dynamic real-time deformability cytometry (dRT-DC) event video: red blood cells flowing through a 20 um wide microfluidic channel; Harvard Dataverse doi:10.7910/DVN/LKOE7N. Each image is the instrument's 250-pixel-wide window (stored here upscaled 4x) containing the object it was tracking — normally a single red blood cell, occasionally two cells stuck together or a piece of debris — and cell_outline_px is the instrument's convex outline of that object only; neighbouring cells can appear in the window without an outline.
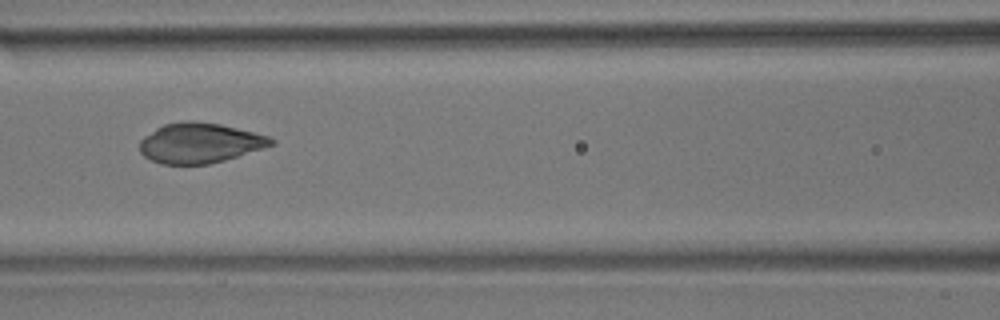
{"species": "common noctule bat (a hibernating species)", "species_latin": "Nyctalus noctula", "temperature_condition": "room temperature", "stored_images_in_passage": 11, "camera_frame_rate_fps": 3000, "um_per_image_px": 0.085, "animal": {"sex": "male", "body_mass_g": 17.9}, "frame": {"image": 1, "passage_image": 7, "time_ms": 8.333, "image_size_px": [1000, 320], "cell_outline_px": [[276, 144], [264, 148], [224, 160], [208, 164], [160, 164], [144, 156], [140, 152], [140, 140], [144, 136], [156, 128], [164, 124], [180, 120], [192, 120], [220, 124], [268, 136], [276, 140]], "centroid_in_image_um": [16.97, 12.14], "position_along_channel_um": 149.6, "area_um2": 30.75}}
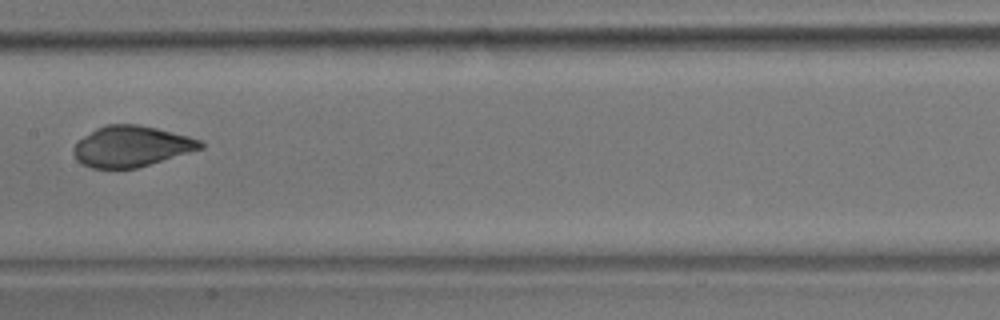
{"frame": {"image": 2, "passage_image": 8, "time_ms": 9.667, "image_size_px": [1000, 320], "cell_outline_px": [[204, 148], [136, 168], [92, 168], [80, 164], [76, 160], [72, 152], [72, 148], [84, 136], [96, 128], [104, 124], [140, 124], [188, 136], [200, 140], [204, 144]], "centroid_in_image_um": [11.14, 12.44], "position_along_channel_um": 196.3, "area_um2": 30.17}}
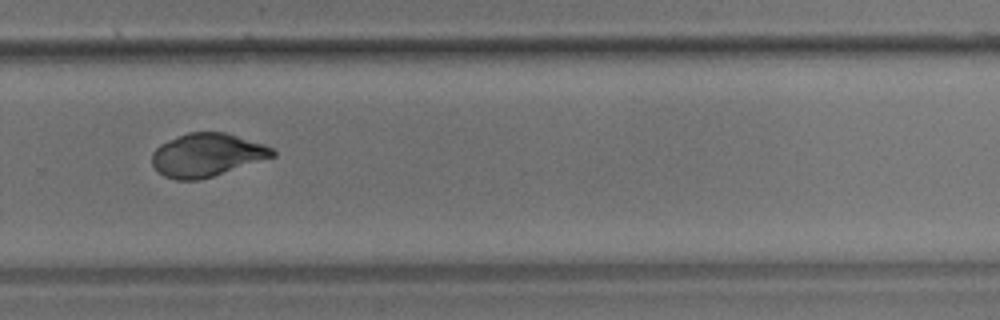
{"frame": {"image": 3, "passage_image": 11, "time_ms": 13.0, "image_size_px": [1000, 320], "cell_outline_px": [[276, 156], [200, 180], [176, 180], [164, 176], [152, 164], [152, 152], [160, 144], [188, 132], [228, 132], [264, 144], [272, 148], [276, 152]], "centroid_in_image_um": [17.6, 13.17], "position_along_channel_um": 312.2, "area_um2": 30.35}}